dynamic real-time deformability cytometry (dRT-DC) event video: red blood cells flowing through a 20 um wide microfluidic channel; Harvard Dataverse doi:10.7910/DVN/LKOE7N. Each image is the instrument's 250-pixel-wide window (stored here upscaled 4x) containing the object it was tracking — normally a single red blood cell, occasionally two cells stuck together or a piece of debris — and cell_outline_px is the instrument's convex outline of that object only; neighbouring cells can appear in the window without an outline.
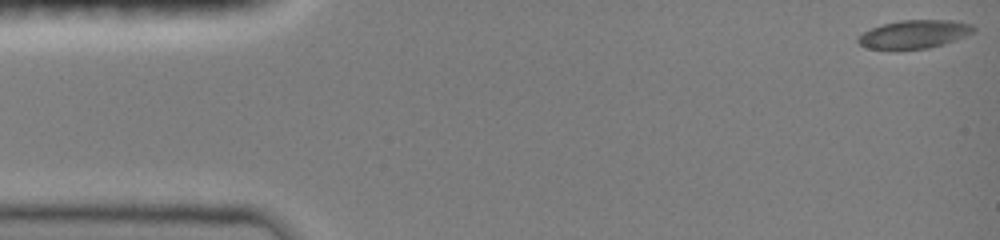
{"species": "common noctule bat (a hibernating species)", "species_latin": "Nyctalus noctula", "temperature_condition": "room temperature", "stored_images_in_passage": 7, "camera_frame_rate_fps": 3000, "um_per_image_px": 0.085, "animal": {"sex": "female", "body_mass_g": 19.0, "forearm_length_mm": 51.5}, "frame": {"image": 1, "passage_image": 1, "time_ms": 0.0, "image_size_px": [1000, 240], "cell_outline_px": [[976, 32], [956, 40], [944, 44], [928, 48], [896, 52], [892, 52], [868, 48], [860, 44], [856, 40], [856, 36], [880, 24], [900, 20], [952, 20], [972, 24], [976, 28]], "centroid_in_image_um": [77.68, 2.94], "position_along_channel_um": 7.3, "area_um2": 19.94}}
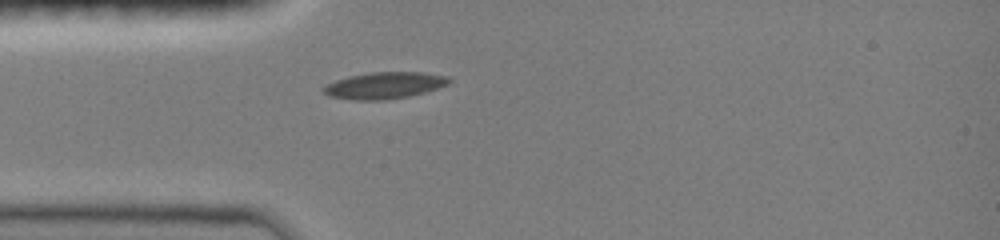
{"frame": {"image": 2, "passage_image": 7, "time_ms": 4.0, "image_size_px": [1000, 240], "cell_outline_px": [[452, 80], [448, 84], [424, 92], [408, 96], [384, 100], [352, 100], [328, 96], [320, 88], [336, 80], [348, 76], [372, 72], [424, 72], [448, 76]], "centroid_in_image_um": [32.66, 7.26], "position_along_channel_um": 52.3, "area_um2": 19.48}}